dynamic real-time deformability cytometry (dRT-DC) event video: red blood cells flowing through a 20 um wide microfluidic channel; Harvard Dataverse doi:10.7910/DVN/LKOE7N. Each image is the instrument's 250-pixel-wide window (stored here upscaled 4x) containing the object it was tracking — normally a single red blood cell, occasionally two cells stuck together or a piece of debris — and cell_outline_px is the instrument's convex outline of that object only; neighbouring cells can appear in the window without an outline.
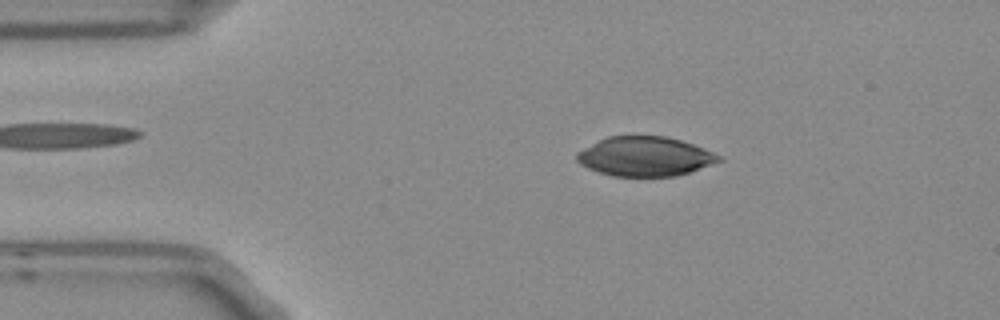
{"species": "Egyptian fruit bat (a non-hibernating species)", "species_latin": "Rousettus aegyptiacus", "temperature_condition": "room temperature", "stored_images_in_passage": 5, "camera_frame_rate_fps": 3000, "um_per_image_px": 0.085, "frame": {"image": 1, "passage_image": 2, "time_ms": 0.333, "image_size_px": [1000, 320], "cell_outline_px": [[724, 160], [688, 172], [672, 176], [612, 176], [588, 168], [580, 164], [576, 160], [576, 152], [608, 136], [664, 136], [680, 140], [704, 148], [720, 156]], "centroid_in_image_um": [54.81, 13.29], "position_along_channel_um": 30.2, "area_um2": 32.31}}
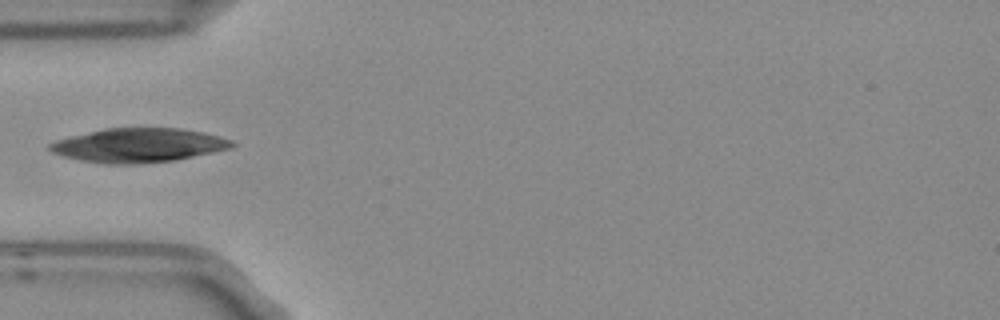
{"frame": {"image": 2, "passage_image": 4, "time_ms": 1.0, "image_size_px": [1000, 320], "cell_outline_px": [[236, 144], [232, 148], [176, 160], [132, 164], [108, 164], [80, 160], [64, 156], [52, 152], [48, 148], [48, 144], [56, 140], [104, 128], [180, 128], [204, 132], [220, 136], [232, 140]], "centroid_in_image_um": [11.81, 12.34], "position_along_channel_um": 73.2, "area_um2": 36.13}}
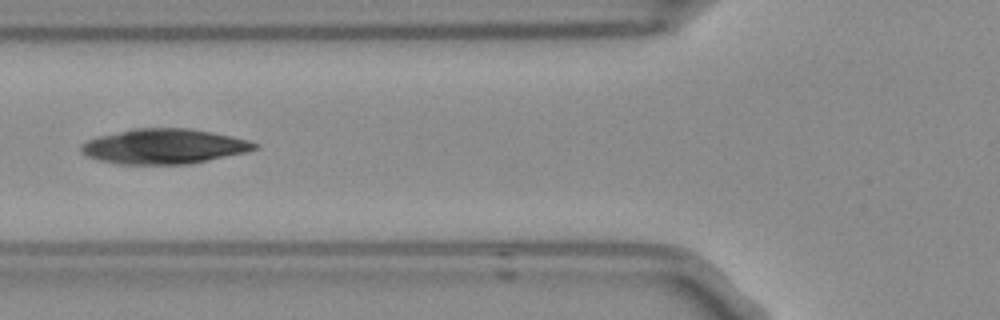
{"frame": {"image": 3, "passage_image": 5, "time_ms": 1.333, "image_size_px": [1000, 320], "cell_outline_px": [[260, 148], [244, 152], [208, 160], [188, 164], [120, 164], [100, 160], [88, 156], [80, 148], [80, 144], [88, 140], [100, 136], [132, 128], [188, 128], [212, 132], [232, 136], [248, 140], [260, 144]], "centroid_in_image_um": [13.97, 12.43], "position_along_channel_um": 111.8, "area_um2": 35.14}}